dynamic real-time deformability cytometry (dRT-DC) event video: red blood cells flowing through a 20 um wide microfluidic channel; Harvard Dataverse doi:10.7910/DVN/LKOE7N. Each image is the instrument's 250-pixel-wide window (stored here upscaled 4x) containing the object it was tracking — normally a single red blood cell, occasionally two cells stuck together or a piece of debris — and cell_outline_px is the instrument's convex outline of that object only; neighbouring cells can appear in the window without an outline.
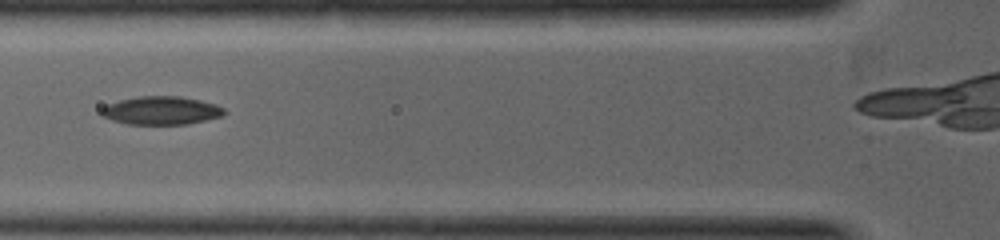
{"species": "common noctule bat (a hibernating species)", "species_latin": "Nyctalus noctula", "temperature_condition": "warm", "stored_images_in_passage": 20, "camera_frame_rate_fps": 5000, "um_per_image_px": 0.085, "animal": {"sex": "female", "body_mass_g": 19.0, "forearm_length_mm": 53.3}, "frame": {"image": 1, "passage_image": 3, "time_ms": 0.6, "image_size_px": [1000, 240], "cell_outline_px": [[224, 116], [188, 124], [128, 124], [112, 120], [100, 116], [100, 108], [108, 104], [120, 100], [140, 96], [180, 96], [200, 100], [216, 104], [224, 108]], "centroid_in_image_um": [13.69, 9.39], "position_along_channel_um": 112.1, "area_um2": 20.35}}
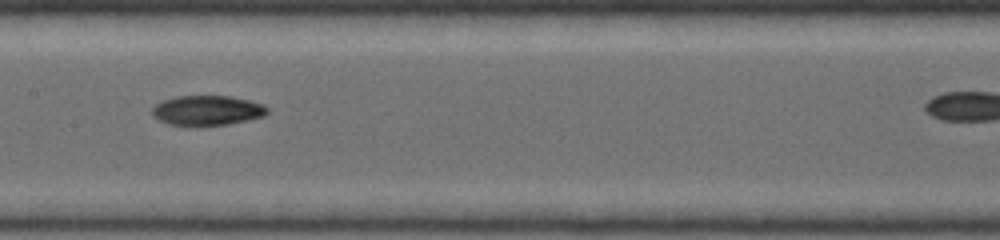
{"frame": {"image": 2, "passage_image": 7, "time_ms": 1.6, "image_size_px": [1000, 240], "cell_outline_px": [[268, 112], [264, 116], [228, 124], [196, 128], [168, 124], [152, 116], [152, 108], [156, 104], [164, 100], [176, 96], [228, 96], [248, 100], [264, 104], [268, 108]], "centroid_in_image_um": [17.59, 9.42], "position_along_channel_um": 189.8, "area_um2": 20.46}}
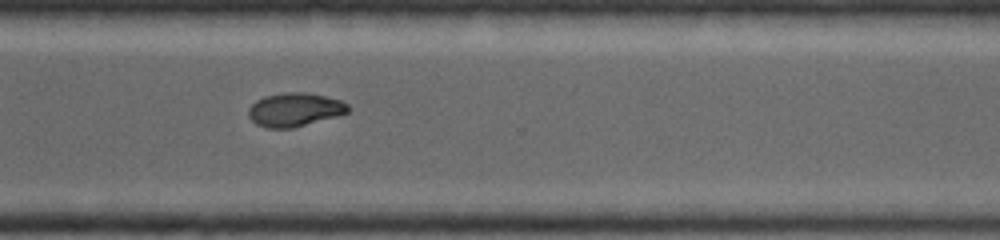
{"frame": {"image": 3, "passage_image": 16, "time_ms": 3.6, "image_size_px": [1000, 240], "cell_outline_px": [[348, 112], [336, 116], [292, 128], [268, 128], [256, 124], [248, 116], [248, 108], [256, 100], [264, 96], [284, 92], [308, 92], [340, 100], [348, 104]], "centroid_in_image_um": [25.01, 9.31], "position_along_channel_um": 345.6, "area_um2": 19.42}}